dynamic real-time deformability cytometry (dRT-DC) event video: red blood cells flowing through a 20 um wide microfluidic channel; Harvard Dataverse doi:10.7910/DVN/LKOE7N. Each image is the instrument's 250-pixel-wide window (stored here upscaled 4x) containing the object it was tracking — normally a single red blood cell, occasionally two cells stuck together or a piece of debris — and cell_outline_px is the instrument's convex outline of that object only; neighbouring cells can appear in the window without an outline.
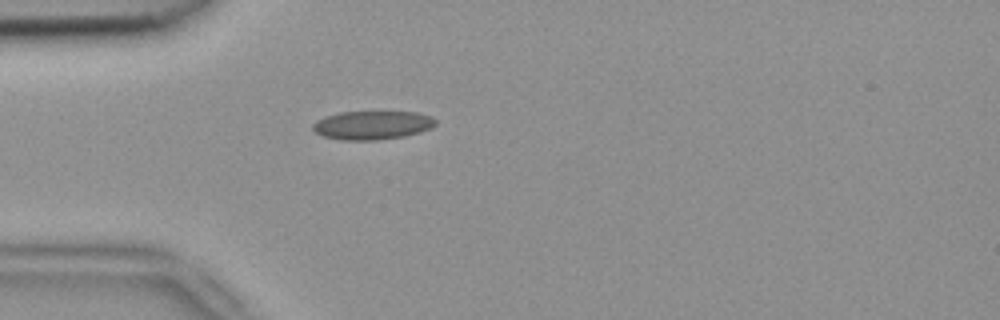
{"species": "common noctule bat (a hibernating species)", "species_latin": "Nyctalus noctula", "temperature_condition": "room temperature", "stored_images_in_passage": 1, "camera_frame_rate_fps": 3000, "um_per_image_px": 0.085, "animal": {"sex": "female", "body_mass_g": 18.4}, "frame": {"image": 1, "passage_image": 1, "time_ms": 0.0, "image_size_px": [1000, 320], "cell_outline_px": [[436, 124], [432, 128], [420, 132], [404, 136], [376, 140], [340, 140], [324, 136], [316, 132], [312, 128], [312, 124], [316, 120], [340, 112], [416, 112], [432, 116], [436, 120]], "centroid_in_image_um": [31.67, 10.64], "position_along_channel_um": 53.3, "area_um2": 20.46}}